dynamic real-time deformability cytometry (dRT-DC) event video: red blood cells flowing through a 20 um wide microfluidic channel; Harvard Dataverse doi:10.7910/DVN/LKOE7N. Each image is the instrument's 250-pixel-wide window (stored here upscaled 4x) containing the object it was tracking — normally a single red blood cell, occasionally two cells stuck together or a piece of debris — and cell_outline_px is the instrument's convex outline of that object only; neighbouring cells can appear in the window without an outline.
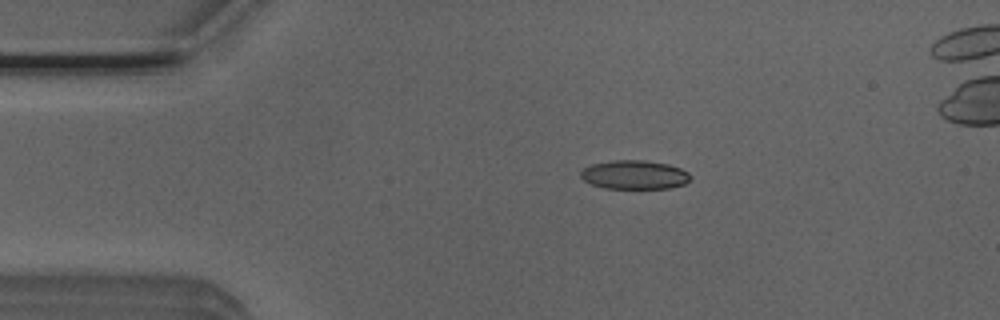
{"species": "Egyptian fruit bat (a non-hibernating species)", "species_latin": "Rousettus aegyptiacus", "temperature_condition": "room temperature", "stored_images_in_passage": 36, "camera_frame_rate_fps": 3000, "um_per_image_px": 0.085, "animal": {"sex": "male"}, "frame": {"image": 1, "passage_image": 1, "time_ms": 0.0, "image_size_px": [1000, 320], "cell_outline_px": [[692, 180], [684, 184], [668, 188], [604, 188], [592, 184], [584, 180], [580, 176], [580, 172], [584, 168], [592, 164], [616, 160], [644, 160], [668, 164], [680, 168], [688, 172], [692, 176]], "centroid_in_image_um": [53.96, 14.85], "position_along_channel_um": 31.0, "area_um2": 18.44}}
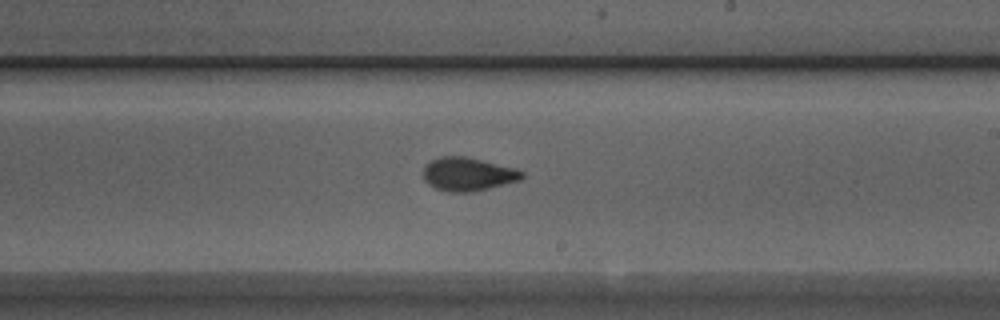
{"frame": {"image": 2, "passage_image": 21, "time_ms": 6.667, "image_size_px": [1000, 320], "cell_outline_px": [[524, 176], [520, 180], [472, 192], [448, 192], [436, 188], [428, 184], [424, 180], [424, 164], [440, 156], [464, 156], [516, 168], [524, 172]], "centroid_in_image_um": [39.76, 14.8], "position_along_channel_um": 249.2, "area_um2": 19.19}}
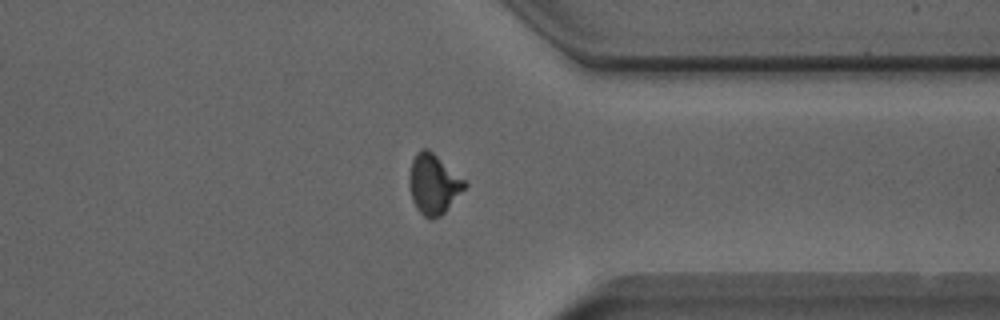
{"frame": {"image": 3, "passage_image": 31, "time_ms": 10.0, "image_size_px": [1000, 320], "cell_outline_px": [[468, 184], [444, 212], [440, 216], [432, 220], [428, 220], [416, 208], [412, 200], [408, 184], [408, 176], [412, 160], [416, 152], [424, 148], [428, 148], [464, 180]], "centroid_in_image_um": [36.8, 15.66], "position_along_channel_um": 374.6, "area_um2": 19.25}, "authors_computed_cell_mechanics": {"area_um2": 18.8717, "velocity_mm_per_s": 3.9299, "shape_relaxation_time_tau1_ms": 3.2625, "shape_relaxation_time_tau2_ms": 1.2006, "deformation_change_tau1": 0.1605, "deformation_change_tau2": 0.0737}}